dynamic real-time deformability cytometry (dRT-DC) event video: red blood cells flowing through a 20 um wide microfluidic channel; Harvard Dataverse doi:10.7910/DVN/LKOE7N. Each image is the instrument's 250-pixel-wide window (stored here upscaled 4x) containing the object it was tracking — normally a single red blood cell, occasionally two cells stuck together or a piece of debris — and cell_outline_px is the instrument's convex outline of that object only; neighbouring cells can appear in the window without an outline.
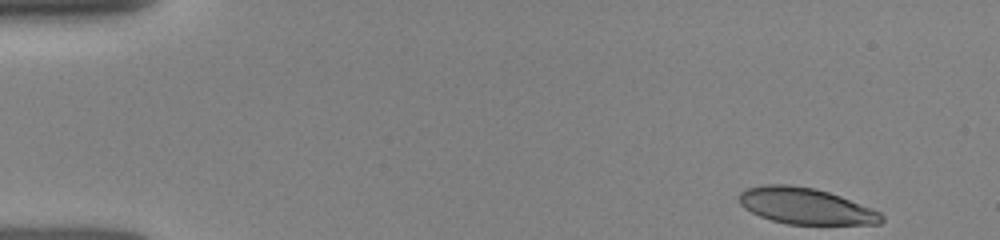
{"species": "human", "species_latin": "Homo sapiens", "temperature_condition": "room temperature", "stored_images_in_passage": 8, "camera_frame_rate_fps": 3000, "um_per_image_px": 0.085, "donor": {"sex": "female"}, "frame": {"image": 1, "passage_image": 1, "time_ms": 0.0, "image_size_px": [1000, 240], "cell_outline_px": [[884, 220], [880, 224], [788, 224], [772, 220], [760, 216], [744, 208], [740, 204], [740, 192], [748, 188], [764, 184], [788, 184], [816, 188], [840, 196], [872, 208], [880, 212], [884, 216]], "centroid_in_image_um": [68.5, 17.51], "position_along_channel_um": 16.5, "area_um2": 30.0}}
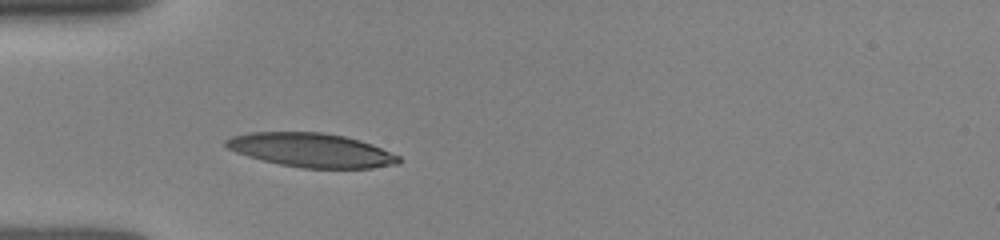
{"frame": {"image": 2, "passage_image": 7, "time_ms": 3.667, "image_size_px": [1000, 240], "cell_outline_px": [[400, 164], [372, 168], [304, 168], [280, 164], [248, 156], [236, 152], [228, 148], [224, 144], [224, 140], [232, 136], [252, 132], [320, 132], [344, 136], [360, 140], [372, 144], [400, 156]], "centroid_in_image_um": [26.48, 12.76], "position_along_channel_um": 58.5, "area_um2": 34.1}}
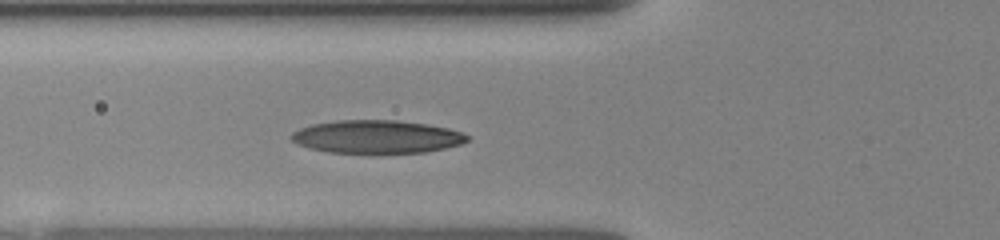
{"frame": {"image": 3, "passage_image": 8, "time_ms": 4.667, "image_size_px": [1000, 240], "cell_outline_px": [[468, 140], [460, 144], [444, 148], [424, 152], [328, 152], [308, 148], [296, 144], [288, 136], [292, 132], [300, 128], [312, 124], [336, 120], [396, 120], [428, 124], [448, 128], [460, 132], [468, 136]], "centroid_in_image_um": [31.96, 11.61], "position_along_channel_um": 93.8, "area_um2": 33.7}}